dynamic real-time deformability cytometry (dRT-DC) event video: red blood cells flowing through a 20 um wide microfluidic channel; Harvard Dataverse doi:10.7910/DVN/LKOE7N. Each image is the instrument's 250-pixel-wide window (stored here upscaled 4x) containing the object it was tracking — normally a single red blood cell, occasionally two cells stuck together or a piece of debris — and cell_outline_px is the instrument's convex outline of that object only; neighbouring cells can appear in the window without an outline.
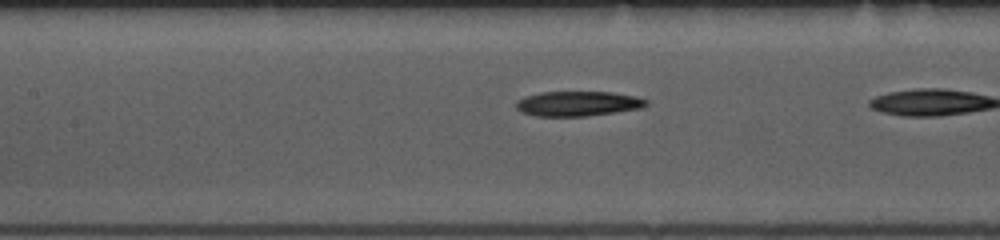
{"species": "common noctule bat (a hibernating species)", "species_latin": "Nyctalus noctula", "temperature_condition": "room temperature", "stored_images_in_passage": 22, "camera_frame_rate_fps": 3000, "um_per_image_px": 0.085, "animal": {"sex": "female", "body_mass_g": 10.0, "forearm_length_mm": 53.1}, "frame": {"image": 1, "passage_image": 21, "time_ms": 6.667, "image_size_px": [1000, 240], "cell_outline_px": [[648, 104], [640, 108], [616, 112], [584, 116], [536, 116], [520, 112], [516, 108], [516, 100], [524, 96], [540, 92], [612, 92], [636, 96], [648, 100]], "centroid_in_image_um": [49.09, 8.8], "position_along_channel_um": 158.3, "area_um2": 18.96}}